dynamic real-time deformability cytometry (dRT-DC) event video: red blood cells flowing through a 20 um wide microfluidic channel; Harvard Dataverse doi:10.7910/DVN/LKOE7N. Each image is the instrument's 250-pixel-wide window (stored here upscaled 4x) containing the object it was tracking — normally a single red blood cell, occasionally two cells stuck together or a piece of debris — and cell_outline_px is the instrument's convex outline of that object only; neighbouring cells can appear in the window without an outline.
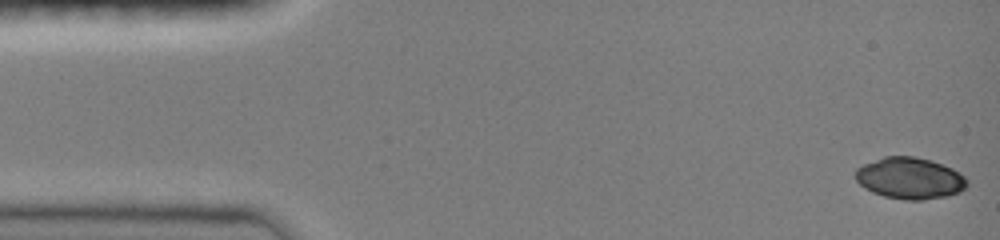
{"species": "common noctule bat (a hibernating species)", "species_latin": "Nyctalus noctula", "temperature_condition": "room temperature", "stored_images_in_passage": 20, "camera_frame_rate_fps": 3000, "um_per_image_px": 0.085, "animal": {"sex": "female", "body_mass_g": 19.0, "forearm_length_mm": 51.5}, "frame": {"image": 1, "passage_image": 1, "time_ms": 0.0, "image_size_px": [1000, 240], "cell_outline_px": [[968, 184], [960, 192], [944, 196], [920, 200], [908, 200], [884, 196], [872, 192], [864, 188], [856, 180], [856, 168], [864, 164], [884, 156], [916, 156], [932, 160], [952, 168], [964, 176], [968, 180]], "centroid_in_image_um": [77.33, 15.13], "position_along_channel_um": 7.7, "area_um2": 26.93}}
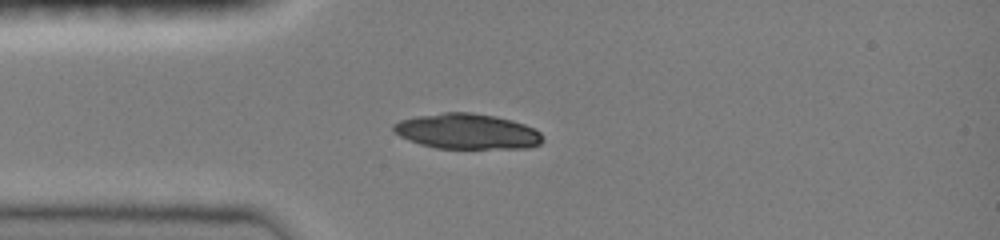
{"frame": {"image": 2, "passage_image": 12, "time_ms": 3.667, "image_size_px": [1000, 240], "cell_outline_px": [[544, 140], [540, 144], [528, 148], [436, 148], [420, 144], [408, 140], [400, 136], [392, 128], [392, 124], [400, 120], [416, 116], [444, 112], [472, 112], [496, 116], [512, 120], [524, 124], [540, 132]], "centroid_in_image_um": [39.7, 11.16], "position_along_channel_um": 45.3, "area_um2": 30.81}}